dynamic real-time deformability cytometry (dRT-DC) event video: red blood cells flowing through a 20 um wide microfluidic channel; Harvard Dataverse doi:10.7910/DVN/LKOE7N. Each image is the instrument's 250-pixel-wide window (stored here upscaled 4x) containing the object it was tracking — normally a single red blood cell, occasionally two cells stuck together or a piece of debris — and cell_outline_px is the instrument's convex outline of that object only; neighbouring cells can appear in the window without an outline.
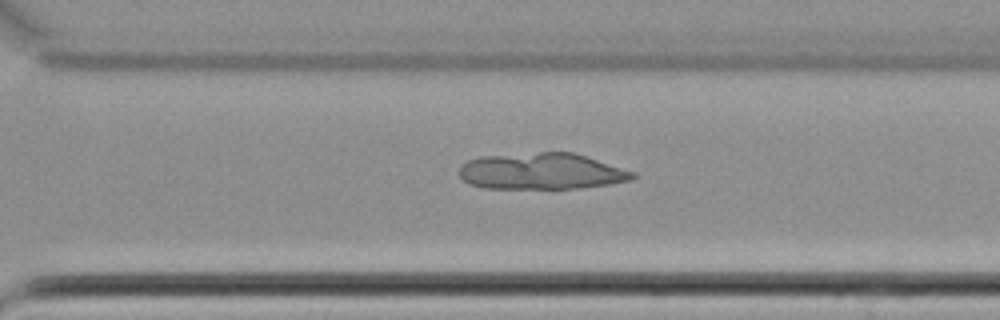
{"species": "common noctule bat (a hibernating species)", "species_latin": "Nyctalus noctula", "temperature_condition": "cold", "stored_images_in_passage": 56, "camera_frame_rate_fps": 3000, "um_per_image_px": 0.085, "animal": {"sex": "female", "body_mass_g": 22.7, "forearm_length_mm": 54.2}, "frame": {"image": 1, "passage_image": 39, "time_ms": 12.667, "image_size_px": [1000, 320], "cell_outline_px": [[636, 176], [632, 180], [608, 184], [580, 188], [484, 188], [468, 184], [460, 176], [460, 164], [468, 160], [480, 156], [540, 152], [572, 152], [636, 172]], "centroid_in_image_um": [46.01, 14.56], "position_along_channel_um": 324.6, "area_um2": 36.76}}
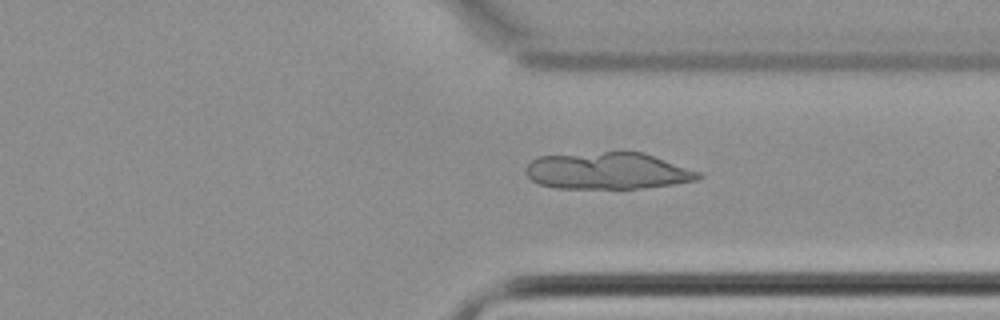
{"frame": {"image": 2, "passage_image": 42, "time_ms": 13.667, "image_size_px": [1000, 320], "cell_outline_px": [[704, 176], [696, 180], [672, 184], [644, 188], [556, 188], [540, 184], [532, 180], [524, 172], [524, 168], [536, 156], [604, 152], [644, 152], [700, 172]], "centroid_in_image_um": [51.64, 14.52], "position_along_channel_um": 359.8, "area_um2": 36.99}}
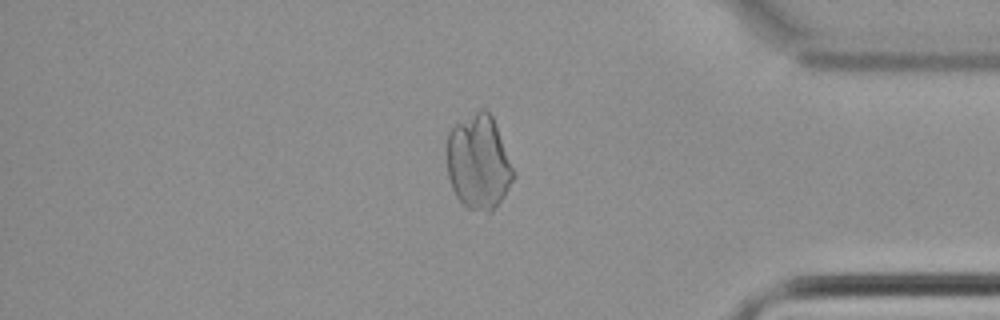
{"frame": {"image": 3, "passage_image": 47, "time_ms": 15.333, "image_size_px": [1000, 320], "cell_outline_px": [[516, 176], [504, 196], [492, 212], [488, 212], [468, 208], [456, 196], [452, 188], [448, 176], [448, 132], [456, 124], [480, 108], [484, 108], [492, 116], [516, 172]], "centroid_in_image_um": [40.71, 13.8], "position_along_channel_um": 394.5, "area_um2": 36.53}}